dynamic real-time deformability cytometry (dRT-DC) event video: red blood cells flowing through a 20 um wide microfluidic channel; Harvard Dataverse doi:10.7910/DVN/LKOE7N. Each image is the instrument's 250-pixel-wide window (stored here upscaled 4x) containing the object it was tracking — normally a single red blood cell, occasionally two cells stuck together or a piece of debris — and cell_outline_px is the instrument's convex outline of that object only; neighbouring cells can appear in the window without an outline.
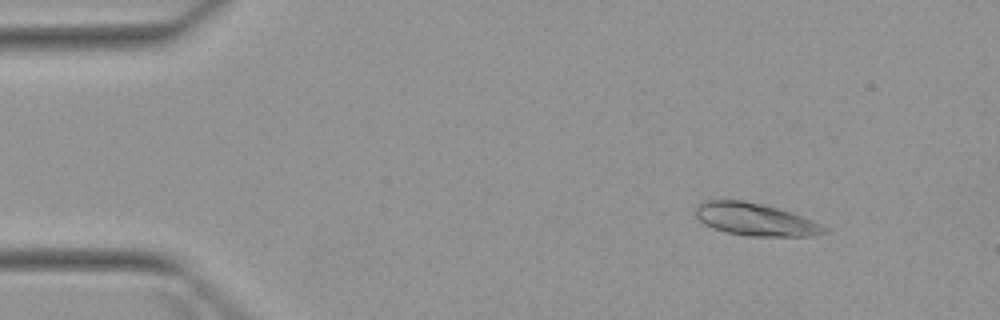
{"species": "Egyptian fruit bat (a non-hibernating species)", "species_latin": "Rousettus aegyptiacus", "temperature_condition": "warm", "stored_images_in_passage": 5, "camera_frame_rate_fps": 3000, "um_per_image_px": 0.085, "animal": {"sex": "female"}, "frame": {"image": 1, "passage_image": 2, "time_ms": 1.333, "image_size_px": [1000, 320], "cell_outline_px": [[828, 232], [816, 236], [752, 236], [724, 232], [712, 228], [704, 224], [696, 216], [696, 204], [704, 200], [744, 200], [764, 204], [792, 212], [812, 220], [828, 228]], "centroid_in_image_um": [64.2, 18.65], "position_along_channel_um": 20.8, "area_um2": 24.62}}
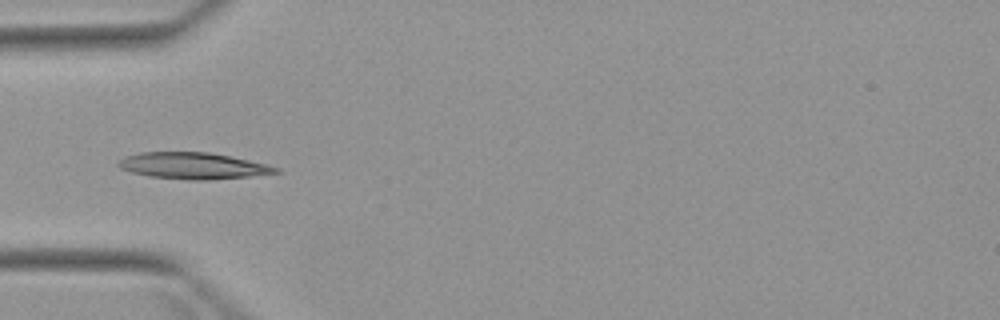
{"frame": {"image": 2, "passage_image": 5, "time_ms": 4.667, "image_size_px": [1000, 320], "cell_outline_px": [[284, 172], [248, 176], [208, 180], [188, 180], [148, 176], [132, 172], [120, 168], [116, 164], [124, 156], [140, 152], [208, 152], [268, 164], [280, 168]], "centroid_in_image_um": [16.41, 14.09], "position_along_channel_um": 68.6, "area_um2": 24.28}}